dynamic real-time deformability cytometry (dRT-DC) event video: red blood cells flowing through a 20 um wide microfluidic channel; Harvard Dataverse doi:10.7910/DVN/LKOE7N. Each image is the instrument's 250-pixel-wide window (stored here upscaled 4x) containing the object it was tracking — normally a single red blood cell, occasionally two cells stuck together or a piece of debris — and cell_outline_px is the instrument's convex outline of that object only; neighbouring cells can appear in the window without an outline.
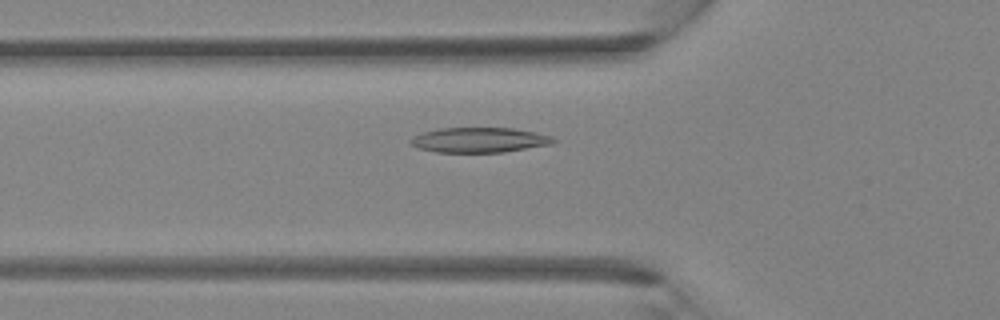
{"species": "Egyptian fruit bat (a non-hibernating species)", "species_latin": "Rousettus aegyptiacus", "temperature_condition": "room temperature", "stored_images_in_passage": 40, "camera_frame_rate_fps": 3000, "um_per_image_px": 0.085, "animal": {"sex": "female"}, "frame": {"image": 1, "passage_image": 14, "time_ms": 4.333, "image_size_px": [1000, 320], "cell_outline_px": [[556, 140], [552, 144], [504, 152], [436, 152], [420, 148], [412, 144], [408, 140], [412, 136], [424, 132], [440, 128], [512, 128], [536, 132], [552, 136]], "centroid_in_image_um": [40.75, 11.89], "position_along_channel_um": 85.0, "area_um2": 20.75}}
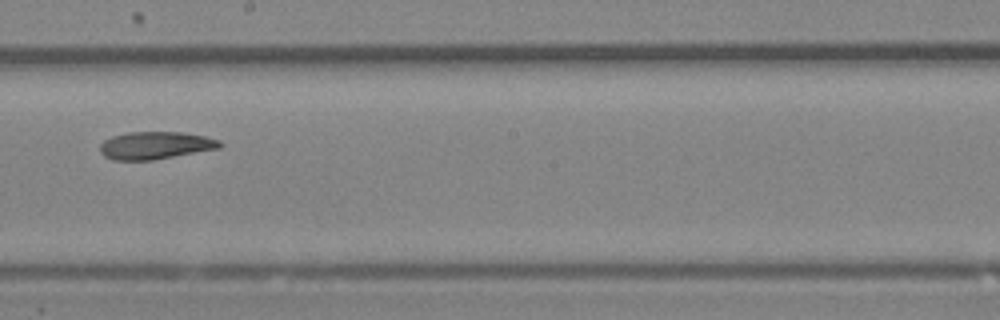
{"frame": {"image": 2, "passage_image": 23, "time_ms": 7.333, "image_size_px": [1000, 320], "cell_outline_px": [[224, 144], [220, 148], [152, 160], [112, 160], [104, 156], [100, 152], [100, 144], [104, 140], [112, 136], [128, 132], [180, 132], [204, 136], [220, 140]], "centroid_in_image_um": [13.2, 12.36], "position_along_channel_um": 235.0, "area_um2": 19.25}}
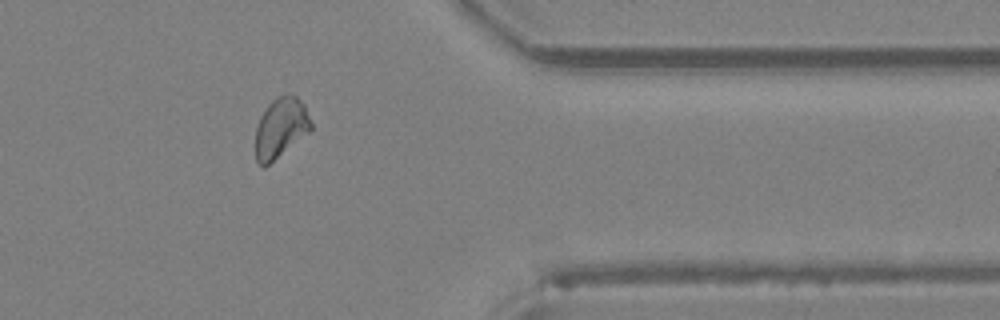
{"frame": {"image": 3, "passage_image": 33, "time_ms": 10.667, "image_size_px": [1000, 320], "cell_outline_px": [[312, 128], [308, 132], [264, 168], [256, 160], [256, 128], [260, 116], [268, 104], [276, 96], [284, 92], [288, 92], [296, 96], [304, 104], [312, 124]], "centroid_in_image_um": [23.85, 10.81], "position_along_channel_um": 387.5, "area_um2": 19.36}}